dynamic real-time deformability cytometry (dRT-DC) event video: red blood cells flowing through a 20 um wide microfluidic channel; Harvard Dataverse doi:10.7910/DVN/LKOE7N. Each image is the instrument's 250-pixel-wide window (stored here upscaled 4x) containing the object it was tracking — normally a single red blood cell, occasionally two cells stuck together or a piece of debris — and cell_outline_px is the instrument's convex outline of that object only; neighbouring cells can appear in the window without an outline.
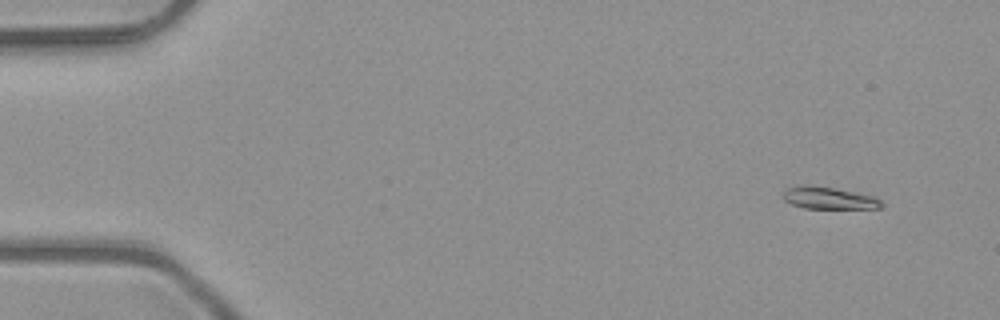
{"species": "common noctule bat (a hibernating species)", "species_latin": "Nyctalus noctula", "temperature_condition": "room temperature", "stored_images_in_passage": 5, "camera_frame_rate_fps": 3000, "um_per_image_px": 0.085, "animal": {"sex": "male", "body_mass_g": 23.1, "forearm_length_mm": 52.7}, "frame": {"image": 1, "passage_image": 2, "time_ms": 0.333, "image_size_px": [1000, 320], "cell_outline_px": [[884, 208], [804, 208], [792, 204], [784, 200], [780, 196], [784, 188], [804, 184], [808, 184], [856, 192], [872, 196], [880, 200], [884, 204]], "centroid_in_image_um": [70.38, 16.82], "position_along_channel_um": 14.6, "area_um2": 12.83}}
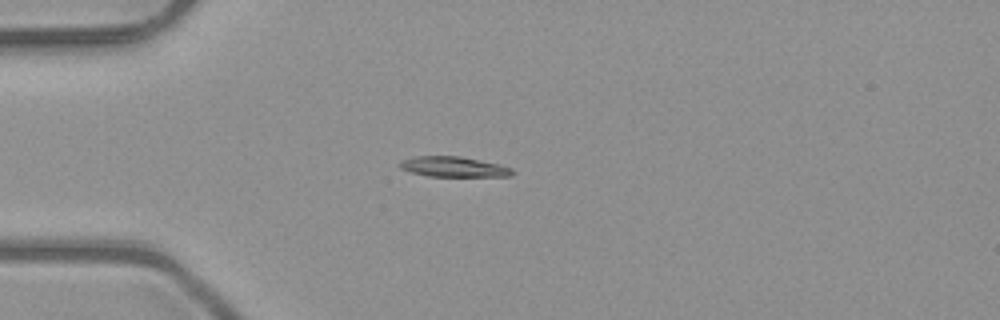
{"frame": {"image": 2, "passage_image": 5, "time_ms": 1.333, "image_size_px": [1000, 320], "cell_outline_px": [[516, 172], [512, 176], [428, 176], [412, 172], [400, 168], [400, 160], [416, 156], [460, 156], [500, 164], [512, 168]], "centroid_in_image_um": [38.6, 14.17], "position_along_channel_um": 46.4, "area_um2": 13.29}}